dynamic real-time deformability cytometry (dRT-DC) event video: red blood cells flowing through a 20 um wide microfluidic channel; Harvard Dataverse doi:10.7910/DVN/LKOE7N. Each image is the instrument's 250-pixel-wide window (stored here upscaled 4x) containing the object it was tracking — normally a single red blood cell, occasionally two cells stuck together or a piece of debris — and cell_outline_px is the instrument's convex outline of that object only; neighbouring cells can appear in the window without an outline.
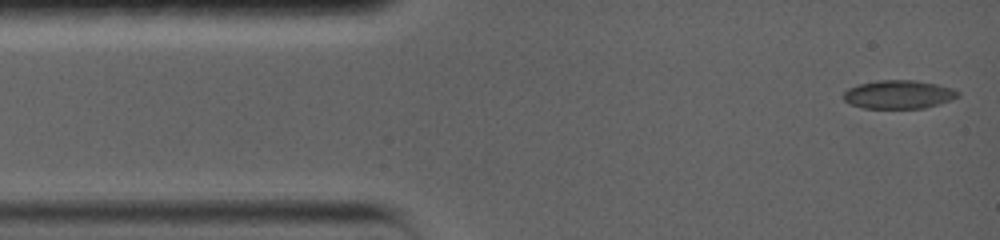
{"species": "common noctule bat (a hibernating species)", "species_latin": "Nyctalus noctula", "temperature_condition": "warm", "stored_images_in_passage": 10, "camera_frame_rate_fps": 5000, "um_per_image_px": 0.085, "animal": {"sex": "female", "body_mass_g": 19.0, "forearm_length_mm": 56.7}, "frame": {"image": 1, "passage_image": 1, "time_ms": 0.0, "image_size_px": [1000, 240], "cell_outline_px": [[960, 96], [924, 108], [864, 108], [852, 104], [844, 100], [844, 92], [848, 88], [860, 84], [880, 80], [912, 80], [936, 84], [952, 88], [960, 92]], "centroid_in_image_um": [76.38, 8.02], "position_along_channel_um": 8.6, "area_um2": 18.67}}
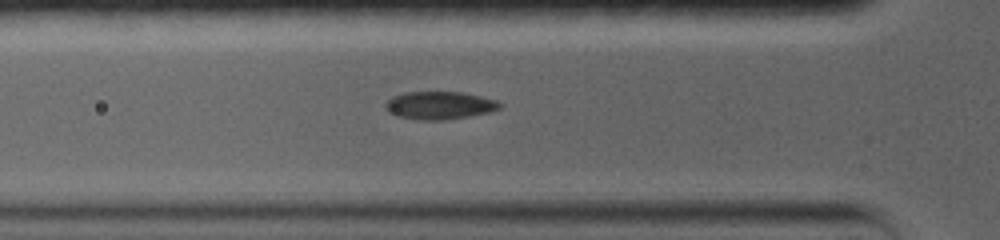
{"frame": {"image": 2, "passage_image": 6, "time_ms": 4.0, "image_size_px": [1000, 240], "cell_outline_px": [[500, 108], [488, 112], [468, 116], [444, 120], [416, 120], [400, 116], [388, 112], [384, 108], [384, 104], [392, 96], [404, 92], [460, 92], [480, 96], [496, 100], [500, 104]], "centroid_in_image_um": [37.3, 8.95], "position_along_channel_um": 88.5, "area_um2": 18.44}}
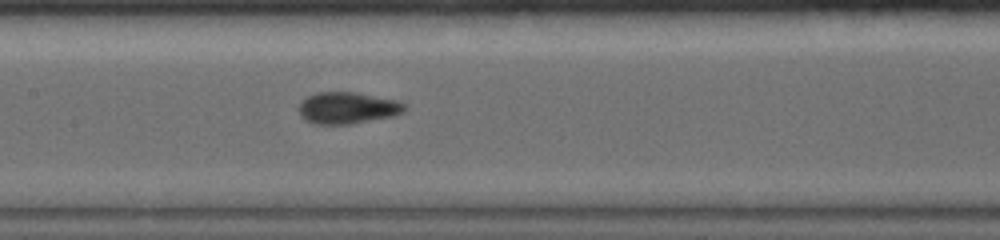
{"frame": {"image": 3, "passage_image": 9, "time_ms": 6.4, "image_size_px": [1000, 240], "cell_outline_px": [[404, 112], [392, 116], [352, 124], [312, 124], [300, 116], [300, 104], [308, 96], [320, 92], [352, 92], [396, 100], [404, 104]], "centroid_in_image_um": [29.52, 9.19], "position_along_channel_um": 177.9, "area_um2": 19.19}}